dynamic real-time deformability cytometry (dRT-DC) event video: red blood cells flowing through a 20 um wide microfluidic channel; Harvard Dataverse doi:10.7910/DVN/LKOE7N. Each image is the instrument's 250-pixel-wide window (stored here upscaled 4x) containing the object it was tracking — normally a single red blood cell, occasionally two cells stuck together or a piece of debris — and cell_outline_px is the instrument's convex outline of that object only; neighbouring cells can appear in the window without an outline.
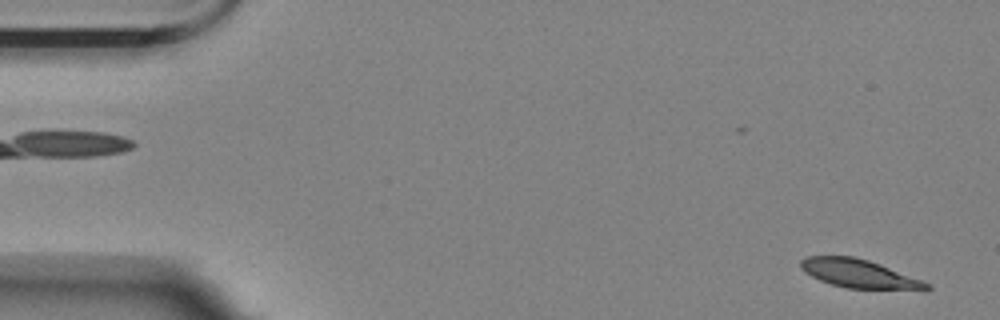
{"species": "Egyptian fruit bat (a non-hibernating species)", "species_latin": "Rousettus aegyptiacus", "temperature_condition": "room temperature", "stored_images_in_passage": 14, "camera_frame_rate_fps": 3000, "um_per_image_px": 0.085, "animal": {"sex": "female"}, "frame": {"image": 1, "passage_image": 2, "time_ms": 0.333, "image_size_px": [1000, 320], "cell_outline_px": [[932, 288], [928, 292], [844, 288], [820, 280], [804, 272], [800, 268], [800, 260], [804, 256], [852, 256], [868, 260], [880, 264], [920, 280], [928, 284]], "centroid_in_image_um": [73.07, 23.3], "position_along_channel_um": 11.9, "area_um2": 21.39}}
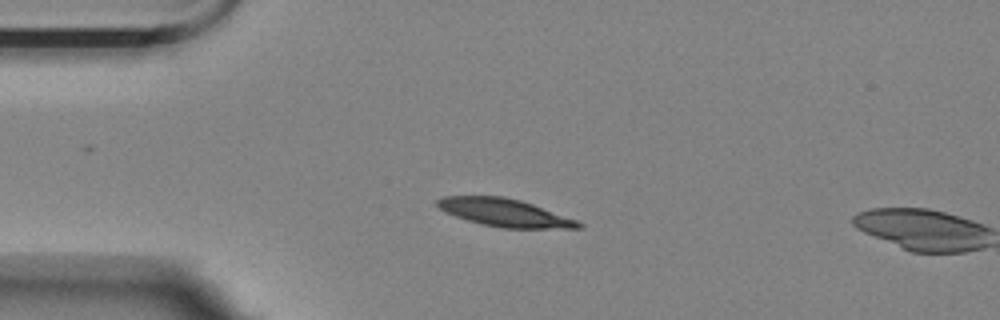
{"frame": {"image": 2, "passage_image": 13, "time_ms": 4.0, "image_size_px": [1000, 320], "cell_outline_px": [[584, 228], [504, 228], [480, 224], [444, 212], [436, 204], [436, 200], [444, 196], [504, 196], [520, 200], [532, 204], [576, 220], [584, 224]], "centroid_in_image_um": [42.88, 18.07], "position_along_channel_um": 42.1, "area_um2": 22.66}}